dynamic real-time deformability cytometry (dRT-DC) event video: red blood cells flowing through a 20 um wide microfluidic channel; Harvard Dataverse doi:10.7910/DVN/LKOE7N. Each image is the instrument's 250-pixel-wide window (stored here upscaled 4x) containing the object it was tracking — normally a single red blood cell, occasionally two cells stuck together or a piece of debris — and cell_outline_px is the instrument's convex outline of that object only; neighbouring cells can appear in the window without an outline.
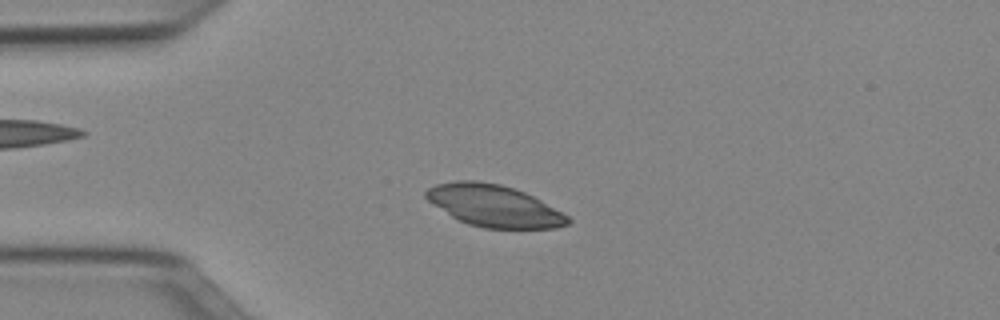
{"species": "Egyptian fruit bat (a non-hibernating species)", "species_latin": "Rousettus aegyptiacus", "temperature_condition": "cold", "stored_images_in_passage": 50, "camera_frame_rate_fps": 3000, "um_per_image_px": 0.085, "animal": {"sex": "female"}, "frame": {"image": 1, "passage_image": 12, "time_ms": 3.667, "image_size_px": [1000, 320], "cell_outline_px": [[572, 220], [568, 224], [556, 228], [484, 228], [468, 224], [456, 220], [428, 200], [424, 196], [424, 192], [428, 188], [436, 184], [456, 180], [476, 180], [500, 184], [524, 192], [540, 200], [568, 216]], "centroid_in_image_um": [41.96, 17.49], "position_along_channel_um": 43.0, "area_um2": 34.45}}
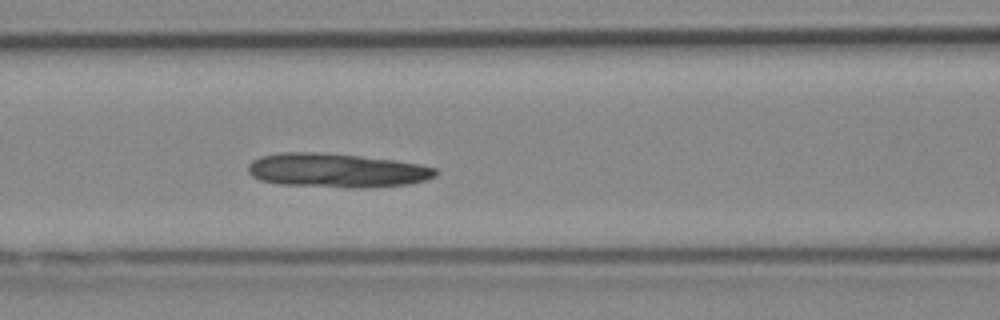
{"frame": {"image": 2, "passage_image": 21, "time_ms": 6.667, "image_size_px": [1000, 320], "cell_outline_px": [[440, 172], [436, 176], [424, 180], [408, 184], [364, 188], [344, 188], [280, 184], [260, 180], [252, 176], [248, 172], [248, 164], [252, 160], [260, 156], [280, 152], [324, 152], [360, 156], [392, 160], [420, 164], [436, 168]], "centroid_in_image_um": [28.6, 14.48], "position_along_channel_um": 138.0, "area_um2": 37.57}}
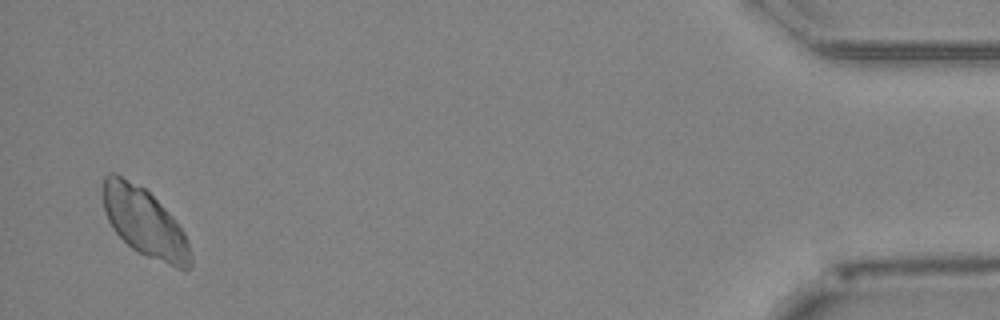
{"frame": {"image": 3, "passage_image": 49, "time_ms": 16.0, "image_size_px": [1000, 320], "cell_outline_px": [[192, 268], [176, 268], [148, 256], [132, 248], [112, 228], [108, 220], [104, 208], [104, 176], [108, 172], [116, 172], [144, 188], [172, 216], [184, 232], [188, 240], [192, 260]], "centroid_in_image_um": [12.3, 18.9], "position_along_channel_um": 422.9, "area_um2": 34.45}}